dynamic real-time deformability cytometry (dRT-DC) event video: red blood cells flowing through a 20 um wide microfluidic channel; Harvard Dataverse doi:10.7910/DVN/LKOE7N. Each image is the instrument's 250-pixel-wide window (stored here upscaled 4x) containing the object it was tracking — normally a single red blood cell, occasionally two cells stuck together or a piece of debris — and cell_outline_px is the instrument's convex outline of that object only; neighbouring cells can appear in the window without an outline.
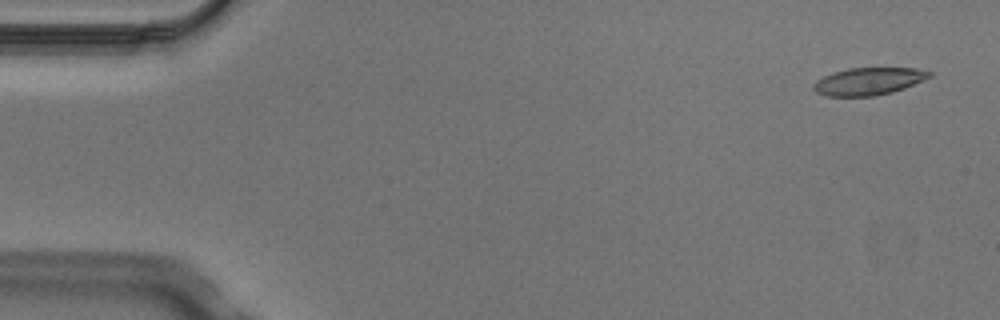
{"species": "Egyptian fruit bat (a non-hibernating species)", "species_latin": "Rousettus aegyptiacus", "temperature_condition": "cold", "stored_images_in_passage": 7, "camera_frame_rate_fps": 3000, "um_per_image_px": 0.085, "animal": {"sex": "male"}, "frame": {"image": 1, "passage_image": 1, "time_ms": 0.0, "image_size_px": [1000, 320], "cell_outline_px": [[932, 76], [924, 80], [904, 88], [892, 92], [872, 96], [824, 96], [816, 92], [812, 88], [812, 84], [816, 80], [832, 72], [848, 68], [916, 68], [932, 72]], "centroid_in_image_um": [73.8, 6.91], "position_along_channel_um": 11.2, "area_um2": 18.61}}
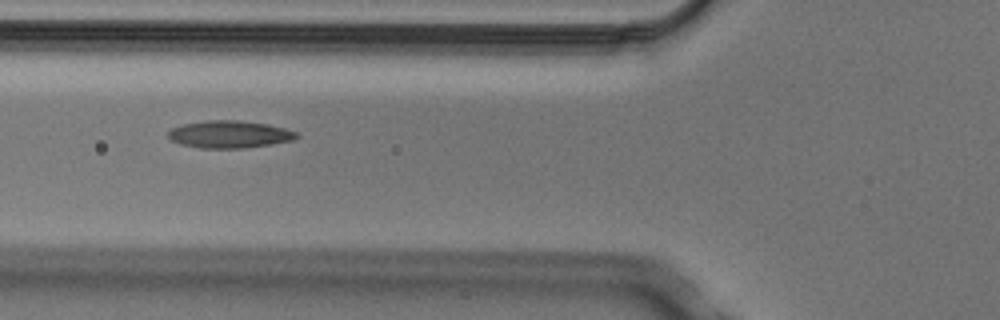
{"frame": {"image": 2, "passage_image": 5, "time_ms": 1.333, "image_size_px": [1000, 320], "cell_outline_px": [[300, 136], [292, 140], [272, 144], [244, 148], [200, 148], [180, 144], [172, 140], [168, 136], [168, 132], [172, 128], [180, 124], [208, 120], [240, 120], [268, 124], [300, 132]], "centroid_in_image_um": [19.53, 11.41], "position_along_channel_um": 106.3, "area_um2": 20.63}}
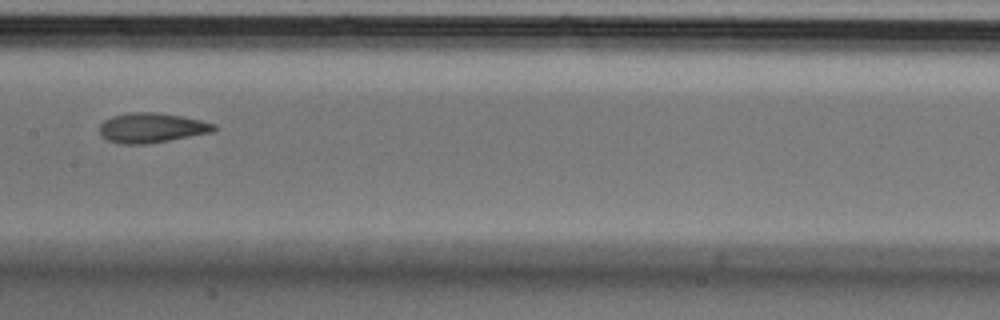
{"frame": {"image": 3, "passage_image": 7, "time_ms": 2.0, "image_size_px": [1000, 320], "cell_outline_px": [[216, 128], [212, 132], [168, 140], [144, 144], [120, 144], [108, 140], [100, 136], [100, 124], [104, 120], [112, 116], [132, 112], [156, 112], [180, 116], [200, 120], [216, 124]], "centroid_in_image_um": [12.85, 10.86], "position_along_channel_um": 194.5, "area_um2": 19.71}}